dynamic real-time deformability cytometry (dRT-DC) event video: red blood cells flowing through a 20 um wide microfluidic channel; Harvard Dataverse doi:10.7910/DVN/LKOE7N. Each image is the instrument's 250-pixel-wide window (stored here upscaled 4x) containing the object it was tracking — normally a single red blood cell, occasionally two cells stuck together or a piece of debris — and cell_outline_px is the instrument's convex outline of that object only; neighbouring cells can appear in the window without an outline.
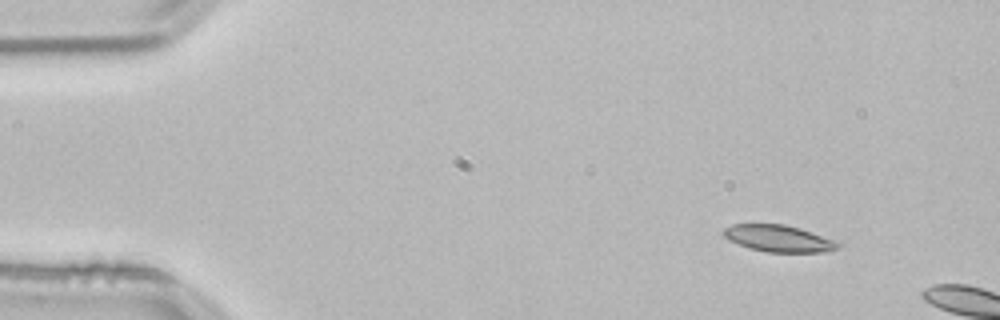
{"species": "common noctule bat (a hibernating species)", "species_latin": "Nyctalus noctula", "temperature_condition": "room temperature", "stored_images_in_passage": 4, "camera_frame_rate_fps": 3000, "um_per_image_px": 0.085, "animal": {"sex": "male", "body_mass_g": 21.5, "forearm_length_mm": 52.0}, "frame": {"image": 1, "passage_image": 1, "time_ms": 0.0, "image_size_px": [1000, 320], "cell_outline_px": [[844, 244], [840, 248], [824, 252], [768, 252], [748, 248], [728, 240], [724, 236], [724, 228], [732, 224], [784, 224], [800, 228], [812, 232]], "centroid_in_image_um": [66.2, 20.27], "position_along_channel_um": 18.8, "area_um2": 17.92}}